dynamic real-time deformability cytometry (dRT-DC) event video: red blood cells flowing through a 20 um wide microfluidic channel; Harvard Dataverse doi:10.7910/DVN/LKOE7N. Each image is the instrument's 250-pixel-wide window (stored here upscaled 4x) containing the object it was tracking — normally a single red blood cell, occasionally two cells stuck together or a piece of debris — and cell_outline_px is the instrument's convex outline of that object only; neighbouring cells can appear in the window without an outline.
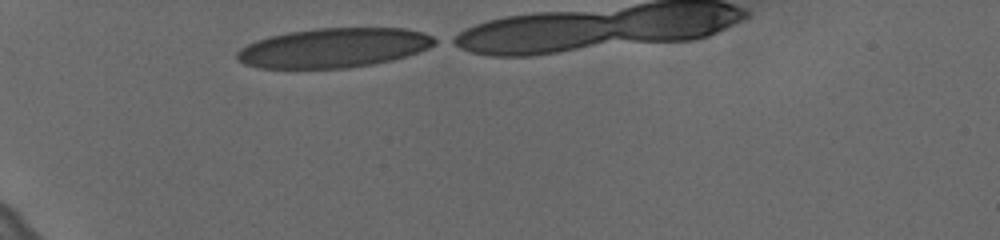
{"species": "human", "species_latin": "Homo sapiens", "temperature_condition": "cold", "stored_images_in_passage": 31, "camera_frame_rate_fps": 3000, "um_per_image_px": 0.085, "donor": {"sex": "female"}, "frame": {"image": 1, "passage_image": 1, "time_ms": 0.0, "image_size_px": [1000, 240], "cell_outline_px": [[440, 40], [436, 44], [428, 48], [392, 60], [372, 64], [344, 68], [260, 68], [244, 64], [236, 60], [236, 52], [240, 48], [256, 40], [288, 32], [316, 28], [404, 28], [420, 32], [432, 36]], "centroid_in_image_um": [28.34, 4.06], "position_along_channel_um": 56.7, "area_um2": 45.37}}
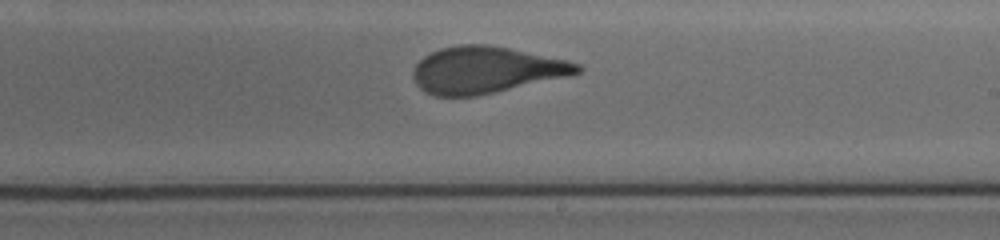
{"frame": {"image": 2, "passage_image": 19, "time_ms": 6.0, "image_size_px": [1000, 240], "cell_outline_px": [[584, 68], [580, 72], [572, 76], [476, 96], [436, 96], [424, 92], [416, 84], [412, 76], [412, 72], [416, 64], [424, 56], [440, 48], [460, 44], [488, 44], [568, 60], [580, 64]], "centroid_in_image_um": [41.32, 5.95], "position_along_channel_um": 247.7, "area_um2": 44.91}}
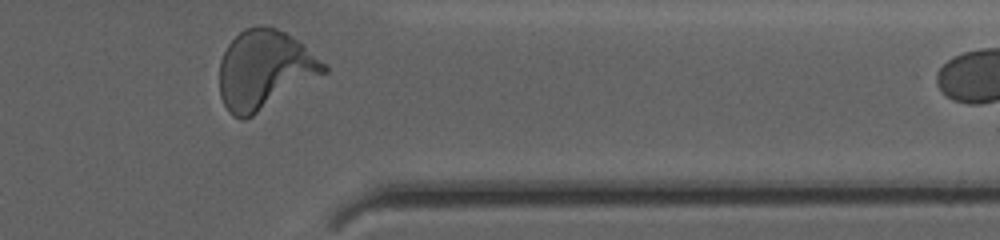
{"frame": {"image": 3, "passage_image": 31, "time_ms": 10.0, "image_size_px": [1000, 240], "cell_outline_px": [[328, 72], [252, 116], [244, 120], [240, 120], [232, 116], [228, 112], [220, 96], [220, 60], [228, 44], [244, 28], [260, 24], [264, 24], [276, 28], [284, 32], [304, 44], [328, 68]], "centroid_in_image_um": [22.47, 5.93], "position_along_channel_um": 388.9, "area_um2": 47.97}, "authors_computed_cell_mechanics": {"area_um2": 45.662, "velocity_mm_per_s": 3.6168, "shape_relaxation_time_tau1_ms": 5.9881, "shape_relaxation_time_tau2_ms": 0.804, "deformation_change_tau1": 0.2068, "deformation_change_tau2": 0.0854}}